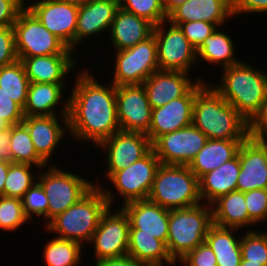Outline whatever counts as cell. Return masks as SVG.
<instances>
[{
	"label": "cell",
	"mask_w": 267,
	"mask_h": 266,
	"mask_svg": "<svg viewBox=\"0 0 267 266\" xmlns=\"http://www.w3.org/2000/svg\"><path fill=\"white\" fill-rule=\"evenodd\" d=\"M79 70L74 74L77 77L67 96L68 133L73 140L97 147L120 130L116 86L99 82L88 68Z\"/></svg>",
	"instance_id": "6da1fadb"
},
{
	"label": "cell",
	"mask_w": 267,
	"mask_h": 266,
	"mask_svg": "<svg viewBox=\"0 0 267 266\" xmlns=\"http://www.w3.org/2000/svg\"><path fill=\"white\" fill-rule=\"evenodd\" d=\"M94 187L78 202L53 218L46 226V232L55 237L72 240L86 246L98 228L102 214L115 204L112 189L94 183ZM86 245H83L85 244Z\"/></svg>",
	"instance_id": "7a4b0ae2"
},
{
	"label": "cell",
	"mask_w": 267,
	"mask_h": 266,
	"mask_svg": "<svg viewBox=\"0 0 267 266\" xmlns=\"http://www.w3.org/2000/svg\"><path fill=\"white\" fill-rule=\"evenodd\" d=\"M192 125L202 131L208 139L249 137V122L211 86L209 81L195 94Z\"/></svg>",
	"instance_id": "3957f363"
},
{
	"label": "cell",
	"mask_w": 267,
	"mask_h": 266,
	"mask_svg": "<svg viewBox=\"0 0 267 266\" xmlns=\"http://www.w3.org/2000/svg\"><path fill=\"white\" fill-rule=\"evenodd\" d=\"M221 73L219 84L211 86L250 122L267 101V72L241 59Z\"/></svg>",
	"instance_id": "277c9868"
},
{
	"label": "cell",
	"mask_w": 267,
	"mask_h": 266,
	"mask_svg": "<svg viewBox=\"0 0 267 266\" xmlns=\"http://www.w3.org/2000/svg\"><path fill=\"white\" fill-rule=\"evenodd\" d=\"M212 225V208L206 203L169 210L166 248L171 259L178 262L196 246L203 244Z\"/></svg>",
	"instance_id": "5b68a950"
},
{
	"label": "cell",
	"mask_w": 267,
	"mask_h": 266,
	"mask_svg": "<svg viewBox=\"0 0 267 266\" xmlns=\"http://www.w3.org/2000/svg\"><path fill=\"white\" fill-rule=\"evenodd\" d=\"M148 200L173 210L202 203L199 179L188 165H164L157 169Z\"/></svg>",
	"instance_id": "8992f818"
},
{
	"label": "cell",
	"mask_w": 267,
	"mask_h": 266,
	"mask_svg": "<svg viewBox=\"0 0 267 266\" xmlns=\"http://www.w3.org/2000/svg\"><path fill=\"white\" fill-rule=\"evenodd\" d=\"M40 170L37 181L41 184L48 199L47 224L78 202L95 186L93 181L85 179L83 175L72 173V170H63L54 163Z\"/></svg>",
	"instance_id": "52a82bcc"
},
{
	"label": "cell",
	"mask_w": 267,
	"mask_h": 266,
	"mask_svg": "<svg viewBox=\"0 0 267 266\" xmlns=\"http://www.w3.org/2000/svg\"><path fill=\"white\" fill-rule=\"evenodd\" d=\"M13 29L18 58L77 54L57 36L49 32L27 7L19 13Z\"/></svg>",
	"instance_id": "ba28073f"
},
{
	"label": "cell",
	"mask_w": 267,
	"mask_h": 266,
	"mask_svg": "<svg viewBox=\"0 0 267 266\" xmlns=\"http://www.w3.org/2000/svg\"><path fill=\"white\" fill-rule=\"evenodd\" d=\"M111 83L115 86L142 85L159 70L154 34L128 49L115 51Z\"/></svg>",
	"instance_id": "9c48e42d"
},
{
	"label": "cell",
	"mask_w": 267,
	"mask_h": 266,
	"mask_svg": "<svg viewBox=\"0 0 267 266\" xmlns=\"http://www.w3.org/2000/svg\"><path fill=\"white\" fill-rule=\"evenodd\" d=\"M153 34L159 70L190 73L192 67L198 65L196 48L189 43L178 25L165 20L154 26Z\"/></svg>",
	"instance_id": "30bf717a"
},
{
	"label": "cell",
	"mask_w": 267,
	"mask_h": 266,
	"mask_svg": "<svg viewBox=\"0 0 267 266\" xmlns=\"http://www.w3.org/2000/svg\"><path fill=\"white\" fill-rule=\"evenodd\" d=\"M161 165L159 158L151 149L143 158L129 165L120 171L114 172L108 182L115 187L116 194L122 204L146 200L153 186L157 169Z\"/></svg>",
	"instance_id": "8fae6325"
},
{
	"label": "cell",
	"mask_w": 267,
	"mask_h": 266,
	"mask_svg": "<svg viewBox=\"0 0 267 266\" xmlns=\"http://www.w3.org/2000/svg\"><path fill=\"white\" fill-rule=\"evenodd\" d=\"M129 229V219L124 210L108 207L89 243V246L93 245L95 261L127 255Z\"/></svg>",
	"instance_id": "7c38bea8"
},
{
	"label": "cell",
	"mask_w": 267,
	"mask_h": 266,
	"mask_svg": "<svg viewBox=\"0 0 267 266\" xmlns=\"http://www.w3.org/2000/svg\"><path fill=\"white\" fill-rule=\"evenodd\" d=\"M206 135L193 125L159 136L152 149L164 165H189L206 144Z\"/></svg>",
	"instance_id": "4fadbf2b"
},
{
	"label": "cell",
	"mask_w": 267,
	"mask_h": 266,
	"mask_svg": "<svg viewBox=\"0 0 267 266\" xmlns=\"http://www.w3.org/2000/svg\"><path fill=\"white\" fill-rule=\"evenodd\" d=\"M96 148L105 153L107 168L104 176L108 179L114 172L143 158L152 149V143L144 133L119 130Z\"/></svg>",
	"instance_id": "5bb4252c"
},
{
	"label": "cell",
	"mask_w": 267,
	"mask_h": 266,
	"mask_svg": "<svg viewBox=\"0 0 267 266\" xmlns=\"http://www.w3.org/2000/svg\"><path fill=\"white\" fill-rule=\"evenodd\" d=\"M26 7L44 27L75 52V32L79 6L58 0H35Z\"/></svg>",
	"instance_id": "9a60e30c"
},
{
	"label": "cell",
	"mask_w": 267,
	"mask_h": 266,
	"mask_svg": "<svg viewBox=\"0 0 267 266\" xmlns=\"http://www.w3.org/2000/svg\"><path fill=\"white\" fill-rule=\"evenodd\" d=\"M116 102L120 130L149 132L152 108L143 85L116 86Z\"/></svg>",
	"instance_id": "2e32d148"
},
{
	"label": "cell",
	"mask_w": 267,
	"mask_h": 266,
	"mask_svg": "<svg viewBox=\"0 0 267 266\" xmlns=\"http://www.w3.org/2000/svg\"><path fill=\"white\" fill-rule=\"evenodd\" d=\"M206 82L199 81L185 96L152 109L151 125L146 134L151 143L163 134L192 125L195 94Z\"/></svg>",
	"instance_id": "e0dca14e"
},
{
	"label": "cell",
	"mask_w": 267,
	"mask_h": 266,
	"mask_svg": "<svg viewBox=\"0 0 267 266\" xmlns=\"http://www.w3.org/2000/svg\"><path fill=\"white\" fill-rule=\"evenodd\" d=\"M22 123L28 129L37 155L50 165L55 150L69 132L68 115H59V119L58 115L29 116Z\"/></svg>",
	"instance_id": "ac0fdd59"
},
{
	"label": "cell",
	"mask_w": 267,
	"mask_h": 266,
	"mask_svg": "<svg viewBox=\"0 0 267 266\" xmlns=\"http://www.w3.org/2000/svg\"><path fill=\"white\" fill-rule=\"evenodd\" d=\"M190 73L170 70H157L143 82L152 109L162 107L173 99L185 96L199 81L191 79Z\"/></svg>",
	"instance_id": "d6986e66"
},
{
	"label": "cell",
	"mask_w": 267,
	"mask_h": 266,
	"mask_svg": "<svg viewBox=\"0 0 267 266\" xmlns=\"http://www.w3.org/2000/svg\"><path fill=\"white\" fill-rule=\"evenodd\" d=\"M240 172L236 190L247 192L267 189V143L256 142L249 137L239 151Z\"/></svg>",
	"instance_id": "ffe728a7"
},
{
	"label": "cell",
	"mask_w": 267,
	"mask_h": 266,
	"mask_svg": "<svg viewBox=\"0 0 267 266\" xmlns=\"http://www.w3.org/2000/svg\"><path fill=\"white\" fill-rule=\"evenodd\" d=\"M120 8L118 0H90L80 5L75 32V51L81 42L110 31L112 21Z\"/></svg>",
	"instance_id": "44dd1931"
},
{
	"label": "cell",
	"mask_w": 267,
	"mask_h": 266,
	"mask_svg": "<svg viewBox=\"0 0 267 266\" xmlns=\"http://www.w3.org/2000/svg\"><path fill=\"white\" fill-rule=\"evenodd\" d=\"M121 208L128 216L129 230H139V234L150 235L166 244L169 225L168 209L148 199L131 201L123 204Z\"/></svg>",
	"instance_id": "7402d4cb"
},
{
	"label": "cell",
	"mask_w": 267,
	"mask_h": 266,
	"mask_svg": "<svg viewBox=\"0 0 267 266\" xmlns=\"http://www.w3.org/2000/svg\"><path fill=\"white\" fill-rule=\"evenodd\" d=\"M77 55L56 54L18 59L22 62L30 83H66L69 73L78 69Z\"/></svg>",
	"instance_id": "603a6c76"
},
{
	"label": "cell",
	"mask_w": 267,
	"mask_h": 266,
	"mask_svg": "<svg viewBox=\"0 0 267 266\" xmlns=\"http://www.w3.org/2000/svg\"><path fill=\"white\" fill-rule=\"evenodd\" d=\"M65 84L67 85V83H29L23 108L24 117L68 115L69 102L66 97ZM56 108L59 109L56 111Z\"/></svg>",
	"instance_id": "cb8c5ba5"
},
{
	"label": "cell",
	"mask_w": 267,
	"mask_h": 266,
	"mask_svg": "<svg viewBox=\"0 0 267 266\" xmlns=\"http://www.w3.org/2000/svg\"><path fill=\"white\" fill-rule=\"evenodd\" d=\"M229 18H234L230 0H187L176 7L167 20L175 25L199 20L223 27Z\"/></svg>",
	"instance_id": "d4e9b609"
},
{
	"label": "cell",
	"mask_w": 267,
	"mask_h": 266,
	"mask_svg": "<svg viewBox=\"0 0 267 266\" xmlns=\"http://www.w3.org/2000/svg\"><path fill=\"white\" fill-rule=\"evenodd\" d=\"M154 25L145 18L119 8L109 31V39L115 51L128 49L153 34Z\"/></svg>",
	"instance_id": "484cf974"
},
{
	"label": "cell",
	"mask_w": 267,
	"mask_h": 266,
	"mask_svg": "<svg viewBox=\"0 0 267 266\" xmlns=\"http://www.w3.org/2000/svg\"><path fill=\"white\" fill-rule=\"evenodd\" d=\"M240 172L239 155L225 162L199 179V194L202 203L211 205L219 197L236 191Z\"/></svg>",
	"instance_id": "4316f807"
},
{
	"label": "cell",
	"mask_w": 267,
	"mask_h": 266,
	"mask_svg": "<svg viewBox=\"0 0 267 266\" xmlns=\"http://www.w3.org/2000/svg\"><path fill=\"white\" fill-rule=\"evenodd\" d=\"M245 140L208 139L188 167L200 179L206 173L235 158L238 155L241 144Z\"/></svg>",
	"instance_id": "83f0119b"
},
{
	"label": "cell",
	"mask_w": 267,
	"mask_h": 266,
	"mask_svg": "<svg viewBox=\"0 0 267 266\" xmlns=\"http://www.w3.org/2000/svg\"><path fill=\"white\" fill-rule=\"evenodd\" d=\"M213 224L224 228L242 230L249 226V215L241 191H232L219 197L211 204Z\"/></svg>",
	"instance_id": "f1b7e54d"
},
{
	"label": "cell",
	"mask_w": 267,
	"mask_h": 266,
	"mask_svg": "<svg viewBox=\"0 0 267 266\" xmlns=\"http://www.w3.org/2000/svg\"><path fill=\"white\" fill-rule=\"evenodd\" d=\"M239 229L224 228L213 224L206 235L205 242L215 254L217 266H240L241 237H237Z\"/></svg>",
	"instance_id": "f546056e"
},
{
	"label": "cell",
	"mask_w": 267,
	"mask_h": 266,
	"mask_svg": "<svg viewBox=\"0 0 267 266\" xmlns=\"http://www.w3.org/2000/svg\"><path fill=\"white\" fill-rule=\"evenodd\" d=\"M218 27L215 32L207 37L196 49L197 64L205 62L208 65L216 64L225 68L239 63L241 60L236 56L235 44L231 36ZM237 57V58H236Z\"/></svg>",
	"instance_id": "4dcf8cb0"
},
{
	"label": "cell",
	"mask_w": 267,
	"mask_h": 266,
	"mask_svg": "<svg viewBox=\"0 0 267 266\" xmlns=\"http://www.w3.org/2000/svg\"><path fill=\"white\" fill-rule=\"evenodd\" d=\"M142 265L174 264L168 254L166 244L147 234H139V230H129L128 253Z\"/></svg>",
	"instance_id": "1f68e13d"
},
{
	"label": "cell",
	"mask_w": 267,
	"mask_h": 266,
	"mask_svg": "<svg viewBox=\"0 0 267 266\" xmlns=\"http://www.w3.org/2000/svg\"><path fill=\"white\" fill-rule=\"evenodd\" d=\"M84 248L80 243L53 237L43 250V260L47 266H78L82 263Z\"/></svg>",
	"instance_id": "d6a6232c"
},
{
	"label": "cell",
	"mask_w": 267,
	"mask_h": 266,
	"mask_svg": "<svg viewBox=\"0 0 267 266\" xmlns=\"http://www.w3.org/2000/svg\"><path fill=\"white\" fill-rule=\"evenodd\" d=\"M29 79L22 62H16L0 67V87L22 108L26 103Z\"/></svg>",
	"instance_id": "836d02e7"
},
{
	"label": "cell",
	"mask_w": 267,
	"mask_h": 266,
	"mask_svg": "<svg viewBox=\"0 0 267 266\" xmlns=\"http://www.w3.org/2000/svg\"><path fill=\"white\" fill-rule=\"evenodd\" d=\"M12 163L29 164L43 168L47 164L37 155L27 127L23 124L12 125L10 138Z\"/></svg>",
	"instance_id": "e575fe53"
},
{
	"label": "cell",
	"mask_w": 267,
	"mask_h": 266,
	"mask_svg": "<svg viewBox=\"0 0 267 266\" xmlns=\"http://www.w3.org/2000/svg\"><path fill=\"white\" fill-rule=\"evenodd\" d=\"M34 168L38 171L41 169L29 164L11 163L5 179L4 196L22 199L37 181L38 171Z\"/></svg>",
	"instance_id": "d590c367"
},
{
	"label": "cell",
	"mask_w": 267,
	"mask_h": 266,
	"mask_svg": "<svg viewBox=\"0 0 267 266\" xmlns=\"http://www.w3.org/2000/svg\"><path fill=\"white\" fill-rule=\"evenodd\" d=\"M241 232V256L243 260L267 266V231L243 230ZM244 234V235H243Z\"/></svg>",
	"instance_id": "8d00e7d4"
},
{
	"label": "cell",
	"mask_w": 267,
	"mask_h": 266,
	"mask_svg": "<svg viewBox=\"0 0 267 266\" xmlns=\"http://www.w3.org/2000/svg\"><path fill=\"white\" fill-rule=\"evenodd\" d=\"M29 223L23 210L22 199L13 197H0V230L16 232Z\"/></svg>",
	"instance_id": "74e56055"
},
{
	"label": "cell",
	"mask_w": 267,
	"mask_h": 266,
	"mask_svg": "<svg viewBox=\"0 0 267 266\" xmlns=\"http://www.w3.org/2000/svg\"><path fill=\"white\" fill-rule=\"evenodd\" d=\"M121 9L145 18L154 26L167 20L161 0H118Z\"/></svg>",
	"instance_id": "f35d334b"
},
{
	"label": "cell",
	"mask_w": 267,
	"mask_h": 266,
	"mask_svg": "<svg viewBox=\"0 0 267 266\" xmlns=\"http://www.w3.org/2000/svg\"><path fill=\"white\" fill-rule=\"evenodd\" d=\"M25 216L31 221L34 216L40 220L43 218L44 227L47 225L48 199L41 184L36 181L22 198ZM34 215V216H33Z\"/></svg>",
	"instance_id": "ab89813d"
},
{
	"label": "cell",
	"mask_w": 267,
	"mask_h": 266,
	"mask_svg": "<svg viewBox=\"0 0 267 266\" xmlns=\"http://www.w3.org/2000/svg\"><path fill=\"white\" fill-rule=\"evenodd\" d=\"M249 215V228L267 221V189H254L244 192Z\"/></svg>",
	"instance_id": "60d3db41"
},
{
	"label": "cell",
	"mask_w": 267,
	"mask_h": 266,
	"mask_svg": "<svg viewBox=\"0 0 267 266\" xmlns=\"http://www.w3.org/2000/svg\"><path fill=\"white\" fill-rule=\"evenodd\" d=\"M178 26L183 31L189 43L196 49L218 28L216 24L199 20L180 23Z\"/></svg>",
	"instance_id": "b9f144b4"
},
{
	"label": "cell",
	"mask_w": 267,
	"mask_h": 266,
	"mask_svg": "<svg viewBox=\"0 0 267 266\" xmlns=\"http://www.w3.org/2000/svg\"><path fill=\"white\" fill-rule=\"evenodd\" d=\"M177 263L182 266H217L215 254L206 242L196 246Z\"/></svg>",
	"instance_id": "7bdbcfd3"
},
{
	"label": "cell",
	"mask_w": 267,
	"mask_h": 266,
	"mask_svg": "<svg viewBox=\"0 0 267 266\" xmlns=\"http://www.w3.org/2000/svg\"><path fill=\"white\" fill-rule=\"evenodd\" d=\"M18 60L15 49V34L13 26L0 28V67L12 64Z\"/></svg>",
	"instance_id": "ee69618b"
},
{
	"label": "cell",
	"mask_w": 267,
	"mask_h": 266,
	"mask_svg": "<svg viewBox=\"0 0 267 266\" xmlns=\"http://www.w3.org/2000/svg\"><path fill=\"white\" fill-rule=\"evenodd\" d=\"M0 117L11 126L22 123L24 119L23 108L12 100L0 87Z\"/></svg>",
	"instance_id": "f6af8a7d"
},
{
	"label": "cell",
	"mask_w": 267,
	"mask_h": 266,
	"mask_svg": "<svg viewBox=\"0 0 267 266\" xmlns=\"http://www.w3.org/2000/svg\"><path fill=\"white\" fill-rule=\"evenodd\" d=\"M249 138L259 143H267V101L249 122Z\"/></svg>",
	"instance_id": "bcb514c9"
},
{
	"label": "cell",
	"mask_w": 267,
	"mask_h": 266,
	"mask_svg": "<svg viewBox=\"0 0 267 266\" xmlns=\"http://www.w3.org/2000/svg\"><path fill=\"white\" fill-rule=\"evenodd\" d=\"M25 7L26 0H0V28L13 26Z\"/></svg>",
	"instance_id": "7dc6e473"
},
{
	"label": "cell",
	"mask_w": 267,
	"mask_h": 266,
	"mask_svg": "<svg viewBox=\"0 0 267 266\" xmlns=\"http://www.w3.org/2000/svg\"><path fill=\"white\" fill-rule=\"evenodd\" d=\"M233 17L267 13V0H230Z\"/></svg>",
	"instance_id": "c3c4849f"
},
{
	"label": "cell",
	"mask_w": 267,
	"mask_h": 266,
	"mask_svg": "<svg viewBox=\"0 0 267 266\" xmlns=\"http://www.w3.org/2000/svg\"><path fill=\"white\" fill-rule=\"evenodd\" d=\"M94 266H142V264L133 257L125 255L117 258H105L94 261Z\"/></svg>",
	"instance_id": "681fc988"
},
{
	"label": "cell",
	"mask_w": 267,
	"mask_h": 266,
	"mask_svg": "<svg viewBox=\"0 0 267 266\" xmlns=\"http://www.w3.org/2000/svg\"><path fill=\"white\" fill-rule=\"evenodd\" d=\"M12 135V126L0 131V160L12 163V154L10 151V138Z\"/></svg>",
	"instance_id": "f907efd6"
},
{
	"label": "cell",
	"mask_w": 267,
	"mask_h": 266,
	"mask_svg": "<svg viewBox=\"0 0 267 266\" xmlns=\"http://www.w3.org/2000/svg\"><path fill=\"white\" fill-rule=\"evenodd\" d=\"M10 164V162L0 160V197L4 196V184Z\"/></svg>",
	"instance_id": "816d5d0a"
},
{
	"label": "cell",
	"mask_w": 267,
	"mask_h": 266,
	"mask_svg": "<svg viewBox=\"0 0 267 266\" xmlns=\"http://www.w3.org/2000/svg\"><path fill=\"white\" fill-rule=\"evenodd\" d=\"M167 16L178 6L187 0H161Z\"/></svg>",
	"instance_id": "f5cc1de1"
},
{
	"label": "cell",
	"mask_w": 267,
	"mask_h": 266,
	"mask_svg": "<svg viewBox=\"0 0 267 266\" xmlns=\"http://www.w3.org/2000/svg\"><path fill=\"white\" fill-rule=\"evenodd\" d=\"M58 1L72 3V4L80 6V5L87 3L90 0H58Z\"/></svg>",
	"instance_id": "db71d44e"
},
{
	"label": "cell",
	"mask_w": 267,
	"mask_h": 266,
	"mask_svg": "<svg viewBox=\"0 0 267 266\" xmlns=\"http://www.w3.org/2000/svg\"><path fill=\"white\" fill-rule=\"evenodd\" d=\"M240 266H263L260 263L250 262L249 260L241 259Z\"/></svg>",
	"instance_id": "11a10c76"
},
{
	"label": "cell",
	"mask_w": 267,
	"mask_h": 266,
	"mask_svg": "<svg viewBox=\"0 0 267 266\" xmlns=\"http://www.w3.org/2000/svg\"><path fill=\"white\" fill-rule=\"evenodd\" d=\"M11 125L4 119L0 117V131L5 130L6 128L10 127Z\"/></svg>",
	"instance_id": "9f6ffc18"
},
{
	"label": "cell",
	"mask_w": 267,
	"mask_h": 266,
	"mask_svg": "<svg viewBox=\"0 0 267 266\" xmlns=\"http://www.w3.org/2000/svg\"><path fill=\"white\" fill-rule=\"evenodd\" d=\"M177 266V262H175L174 264H163V265H142V266Z\"/></svg>",
	"instance_id": "6f0895ef"
}]
</instances>
